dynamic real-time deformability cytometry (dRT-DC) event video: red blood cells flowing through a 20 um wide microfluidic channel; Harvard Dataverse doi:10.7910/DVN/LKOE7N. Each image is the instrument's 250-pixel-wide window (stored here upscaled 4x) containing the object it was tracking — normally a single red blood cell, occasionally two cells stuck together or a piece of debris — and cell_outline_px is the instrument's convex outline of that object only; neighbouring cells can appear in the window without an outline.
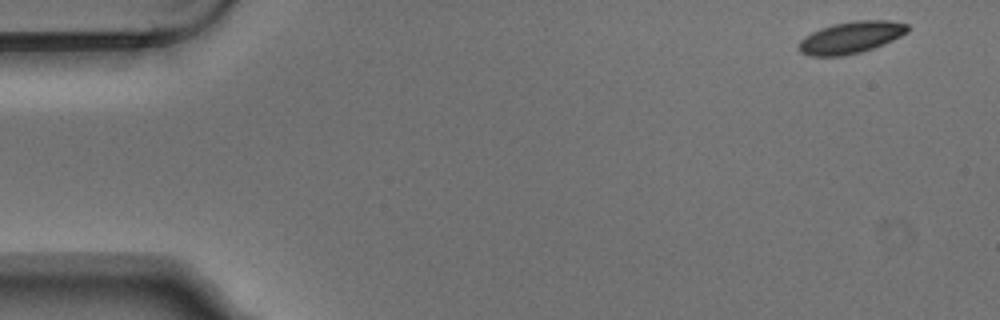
{"species": "Egyptian fruit bat (a non-hibernating species)", "species_latin": "Rousettus aegyptiacus", "temperature_condition": "warm", "stored_images_in_passage": 4, "camera_frame_rate_fps": 3000, "um_per_image_px": 0.085, "animal": {"sex": "male"}, "frame": {"image": 1, "passage_image": 1, "time_ms": 0.0, "image_size_px": [1000, 320], "cell_outline_px": [[908, 32], [892, 40], [872, 48], [860, 52], [844, 56], [812, 56], [800, 52], [800, 40], [804, 36], [820, 28], [832, 24], [856, 20], [888, 20], [908, 24]], "centroid_in_image_um": [72.32, 3.17], "position_along_channel_um": 12.7, "area_um2": 20.06}}
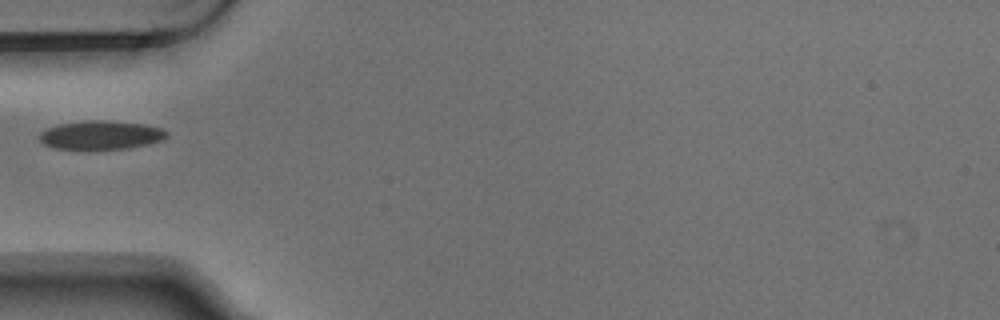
{"frame": {"image": 2, "passage_image": 4, "time_ms": 1.0, "image_size_px": [1000, 320], "cell_outline_px": [[168, 136], [164, 140], [148, 144], [128, 148], [88, 152], [56, 148], [44, 144], [40, 140], [40, 132], [48, 128], [60, 124], [88, 120], [100, 120], [144, 124], [164, 128], [168, 132]], "centroid_in_image_um": [8.6, 11.52], "position_along_channel_um": 76.4, "area_um2": 22.02}}